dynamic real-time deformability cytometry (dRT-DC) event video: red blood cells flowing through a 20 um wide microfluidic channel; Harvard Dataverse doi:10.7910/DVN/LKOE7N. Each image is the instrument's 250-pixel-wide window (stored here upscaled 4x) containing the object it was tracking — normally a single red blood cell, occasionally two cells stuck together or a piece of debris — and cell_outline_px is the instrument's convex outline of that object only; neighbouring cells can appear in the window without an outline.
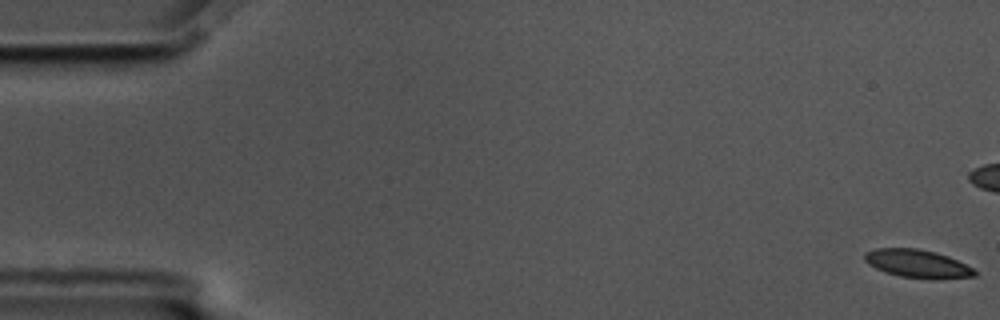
{"species": "common noctule bat (a hibernating species)", "species_latin": "Nyctalus noctula", "temperature_condition": "cold", "stored_images_in_passage": 35, "camera_frame_rate_fps": 3000, "um_per_image_px": 0.085, "animal": {"sex": "male", "body_mass_g": 17.5, "forearm_length_mm": 52.3}, "frame": {"image": 1, "passage_image": 1, "time_ms": 0.0, "image_size_px": [1000, 320], "cell_outline_px": [[976, 276], [900, 276], [876, 268], [868, 264], [864, 260], [864, 252], [876, 248], [916, 248], [936, 252], [948, 256], [972, 268], [976, 272]], "centroid_in_image_um": [77.87, 22.34], "position_along_channel_um": 7.1, "area_um2": 16.94}}